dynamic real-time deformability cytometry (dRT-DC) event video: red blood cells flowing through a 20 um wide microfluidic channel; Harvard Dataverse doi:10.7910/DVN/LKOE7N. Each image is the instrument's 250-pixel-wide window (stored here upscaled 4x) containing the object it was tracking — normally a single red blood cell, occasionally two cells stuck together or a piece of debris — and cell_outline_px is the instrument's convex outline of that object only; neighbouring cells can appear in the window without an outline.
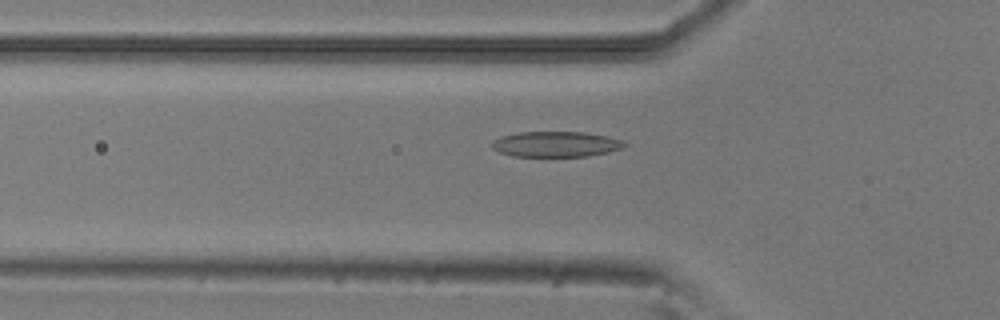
{"species": "common noctule bat (a hibernating species)", "species_latin": "Nyctalus noctula", "temperature_condition": "room temperature", "stored_images_in_passage": 37, "camera_frame_rate_fps": 3000, "um_per_image_px": 0.085, "animal": {"sex": "male", "body_mass_g": 20.5, "forearm_length_mm": 52.5}, "frame": {"image": 1, "passage_image": 10, "time_ms": 3.0, "image_size_px": [1000, 320], "cell_outline_px": [[628, 144], [620, 148], [608, 152], [588, 156], [512, 156], [500, 152], [492, 148], [492, 140], [500, 136], [520, 132], [584, 132], [624, 140]], "centroid_in_image_um": [47.23, 12.25], "position_along_channel_um": 78.6, "area_um2": 19.59}}
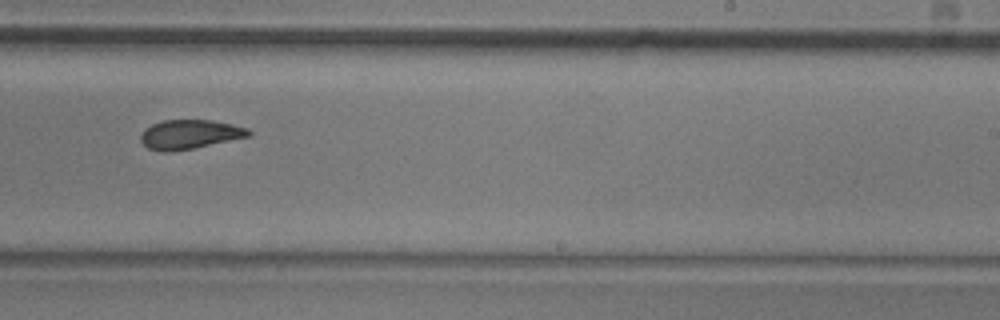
{"frame": {"image": 2, "passage_image": 25, "time_ms": 8.0, "image_size_px": [1000, 320], "cell_outline_px": [[252, 136], [192, 148], [168, 152], [164, 152], [148, 148], [140, 140], [140, 132], [144, 128], [152, 124], [164, 120], [212, 120], [232, 124], [248, 128], [252, 132]], "centroid_in_image_um": [16.12, 11.41], "position_along_channel_um": 272.9, "area_um2": 18.44}}
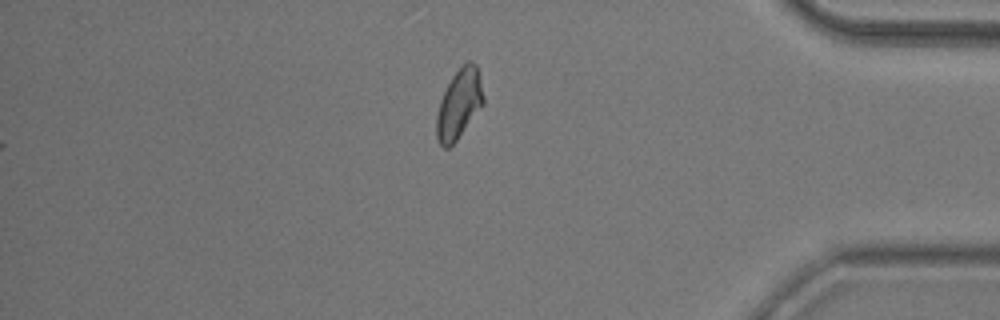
{"frame": {"image": 3, "passage_image": 37, "time_ms": 12.0, "image_size_px": [1000, 320], "cell_outline_px": [[484, 104], [456, 140], [448, 148], [444, 148], [440, 144], [436, 136], [436, 116], [440, 100], [452, 76], [468, 60], [472, 60], [476, 64], [480, 72], [484, 96]], "centroid_in_image_um": [39.04, 8.81], "position_along_channel_um": 396.2, "area_um2": 19.02}, "authors_computed_cell_mechanics": {"area_um2": 19.074, "velocity_mm_per_s": 3.8753, "shape_relaxation_time_tau1_ms": 4.6458, "shape_relaxation_time_tau2_ms": 2.1559, "deformation_change_tau1": 0.1471, "deformation_change_tau2": 0.0906}}